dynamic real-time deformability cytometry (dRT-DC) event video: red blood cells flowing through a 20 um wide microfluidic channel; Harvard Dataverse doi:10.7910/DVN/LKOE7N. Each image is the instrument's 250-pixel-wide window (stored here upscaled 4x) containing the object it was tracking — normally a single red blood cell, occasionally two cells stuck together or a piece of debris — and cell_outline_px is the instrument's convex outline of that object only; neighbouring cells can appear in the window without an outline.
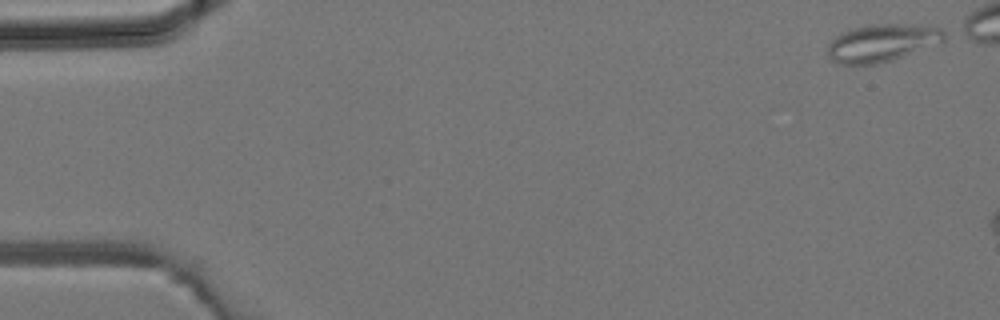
{"species": "common noctule bat (a hibernating species)", "species_latin": "Nyctalus noctula", "temperature_condition": "room temperature", "stored_images_in_passage": 3, "camera_frame_rate_fps": 3000, "um_per_image_px": 0.085, "animal": {"sex": "male", "body_mass_g": 19.2, "forearm_length_mm": 51.8}, "frame": {"image": 1, "passage_image": 1, "time_ms": 0.0, "image_size_px": [1000, 320], "cell_outline_px": [[948, 32], [944, 44], [876, 64], [836, 64], [828, 56], [828, 44], [840, 32], [868, 24], [908, 24], [940, 28]], "centroid_in_image_um": [75.04, 3.64], "position_along_channel_um": 10.0, "area_um2": 25.95}}